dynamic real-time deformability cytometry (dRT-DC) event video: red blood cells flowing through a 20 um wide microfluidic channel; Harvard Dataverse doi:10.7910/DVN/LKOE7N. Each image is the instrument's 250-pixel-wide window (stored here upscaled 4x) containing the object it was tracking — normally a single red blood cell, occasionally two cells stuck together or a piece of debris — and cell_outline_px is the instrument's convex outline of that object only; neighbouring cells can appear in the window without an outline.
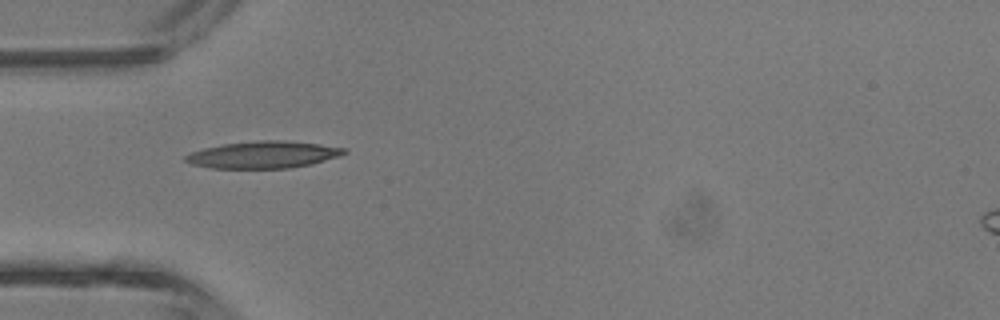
{"species": "common noctule bat (a hibernating species)", "species_latin": "Nyctalus noctula", "temperature_condition": "room temperature", "stored_images_in_passage": 31, "camera_frame_rate_fps": 3000, "um_per_image_px": 0.085, "animal": {"sex": "male", "body_mass_g": 13.3}, "frame": {"image": 1, "passage_image": 1, "time_ms": 0.0, "image_size_px": [1000, 320], "cell_outline_px": [[348, 152], [340, 156], [312, 164], [288, 168], [212, 168], [192, 164], [184, 160], [184, 156], [192, 152], [204, 148], [220, 144], [260, 140], [280, 140], [320, 144], [344, 148]], "centroid_in_image_um": [22.38, 13.15], "position_along_channel_um": 62.6, "area_um2": 24.91}}
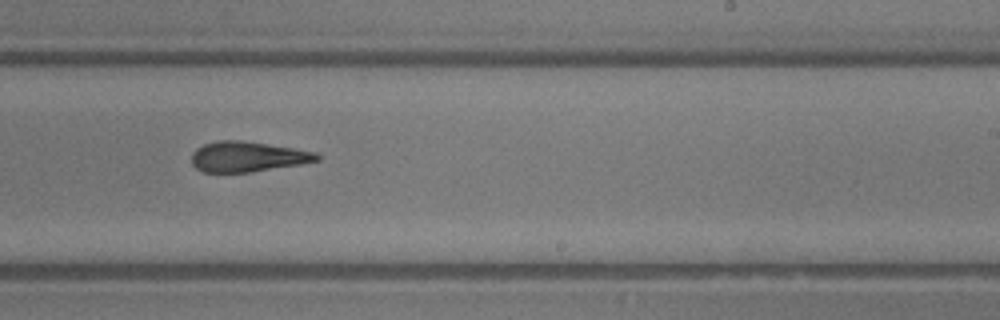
{"frame": {"image": 2, "passage_image": 14, "time_ms": 4.333, "image_size_px": [1000, 320], "cell_outline_px": [[320, 160], [300, 164], [248, 172], [204, 172], [196, 168], [192, 164], [192, 152], [196, 148], [204, 144], [216, 140], [240, 140], [296, 148], [316, 152], [320, 156]], "centroid_in_image_um": [21.03, 13.3], "position_along_channel_um": 268.0, "area_um2": 22.08}}
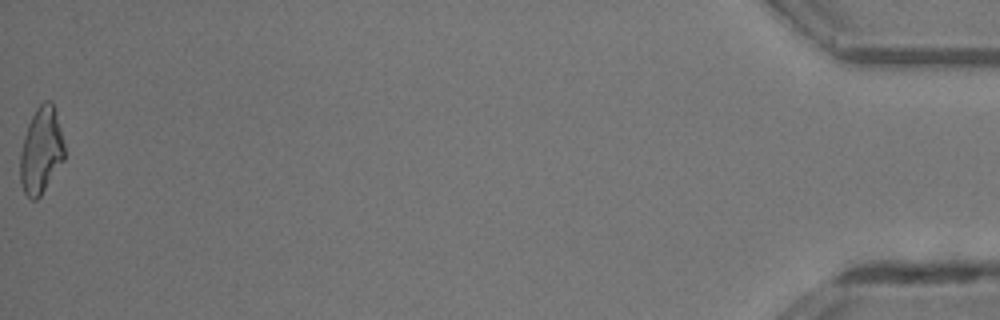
{"frame": {"image": 3, "passage_image": 31, "time_ms": 10.0, "image_size_px": [1000, 320], "cell_outline_px": [[64, 160], [40, 196], [36, 200], [32, 200], [24, 192], [20, 184], [20, 152], [24, 136], [28, 124], [36, 108], [44, 100], [52, 100], [56, 112], [64, 144]], "centroid_in_image_um": [3.49, 12.79], "position_along_channel_um": 431.7, "area_um2": 22.25}, "authors_computed_cell_mechanics": {"area_um2": 22.542, "velocity_mm_per_s": 4.7488, "shape_relaxation_time_tau1_ms": 8.8465, "shape_relaxation_time_tau2_ms": 3.4739, "deformation_change_tau1": 0.3157, "deformation_change_tau2": 0.1627}}